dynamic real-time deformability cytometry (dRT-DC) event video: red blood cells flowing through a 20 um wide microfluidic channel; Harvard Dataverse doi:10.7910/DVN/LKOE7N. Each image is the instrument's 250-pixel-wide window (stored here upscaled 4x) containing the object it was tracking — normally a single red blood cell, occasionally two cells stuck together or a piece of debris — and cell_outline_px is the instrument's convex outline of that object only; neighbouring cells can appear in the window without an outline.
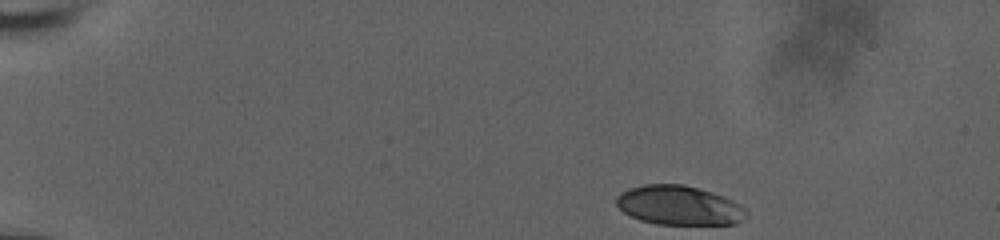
{"species": "human", "species_latin": "Homo sapiens", "temperature_condition": "room temperature", "stored_images_in_passage": 49, "camera_frame_rate_fps": 3000, "um_per_image_px": 0.085, "donor": {"sex": "male"}, "frame": {"image": 1, "passage_image": 1, "time_ms": 0.0, "image_size_px": [1000, 240], "cell_outline_px": [[744, 212], [740, 220], [736, 224], [656, 224], [640, 220], [624, 212], [616, 204], [616, 196], [620, 192], [628, 188], [644, 184], [684, 184], [724, 196], [732, 200], [744, 208]], "centroid_in_image_um": [57.65, 17.44], "position_along_channel_um": 27.4, "area_um2": 29.48}}
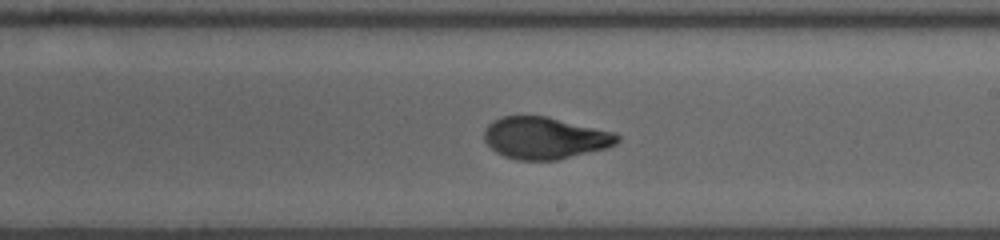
{"frame": {"image": 2, "passage_image": 27, "time_ms": 8.667, "image_size_px": [1000, 240], "cell_outline_px": [[620, 140], [616, 144], [608, 148], [560, 160], [516, 160], [504, 156], [496, 152], [484, 140], [484, 132], [488, 124], [504, 116], [548, 116], [616, 132], [620, 136]], "centroid_in_image_um": [46.37, 11.74], "position_along_channel_um": 242.6, "area_um2": 32.83}}
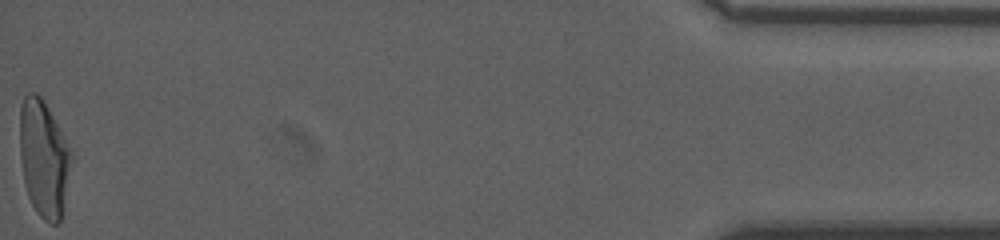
{"frame": {"image": 3, "passage_image": 49, "time_ms": 16.0, "image_size_px": [1000, 240], "cell_outline_px": [[76, 156], [60, 220], [56, 224], [52, 224], [44, 220], [36, 212], [28, 196], [24, 184], [20, 156], [20, 108], [24, 96], [28, 92], [36, 92], [44, 100]], "centroid_in_image_um": [3.77, 13.46], "position_along_channel_um": 431.4, "area_um2": 36.01}, "authors_computed_cell_mechanics": {"area_um2": 32.8304, "velocity_mm_per_s": 3.7463, "shape_relaxation_time_tau1_ms": 5.1638, "shape_relaxation_time_tau2_ms": 1.0094, "deformation_change_tau1": 0.1837, "deformation_change_tau2": 0.0562}}